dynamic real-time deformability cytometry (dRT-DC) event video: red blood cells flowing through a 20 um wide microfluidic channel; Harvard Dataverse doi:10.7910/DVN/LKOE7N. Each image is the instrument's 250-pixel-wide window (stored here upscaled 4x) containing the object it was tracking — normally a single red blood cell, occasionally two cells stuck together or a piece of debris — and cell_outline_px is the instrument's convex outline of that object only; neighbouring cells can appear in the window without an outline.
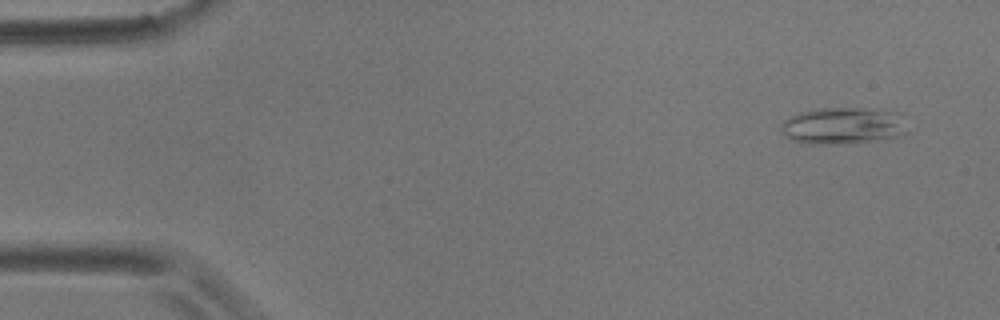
{"species": "common noctule bat (a hibernating species)", "species_latin": "Nyctalus noctula", "temperature_condition": "room temperature", "stored_images_in_passage": 5, "camera_frame_rate_fps": 3000, "um_per_image_px": 0.085, "animal": {"sex": "male", "body_mass_g": 17.9}, "frame": {"image": 1, "passage_image": 1, "time_ms": 0.0, "image_size_px": [1000, 320], "cell_outline_px": [[908, 132], [904, 136], [852, 144], [808, 144], [788, 140], [780, 128], [780, 124], [788, 116], [800, 112], [816, 108], [864, 108], [900, 112]], "centroid_in_image_um": [71.66, 10.7], "position_along_channel_um": 13.3, "area_um2": 27.86}}
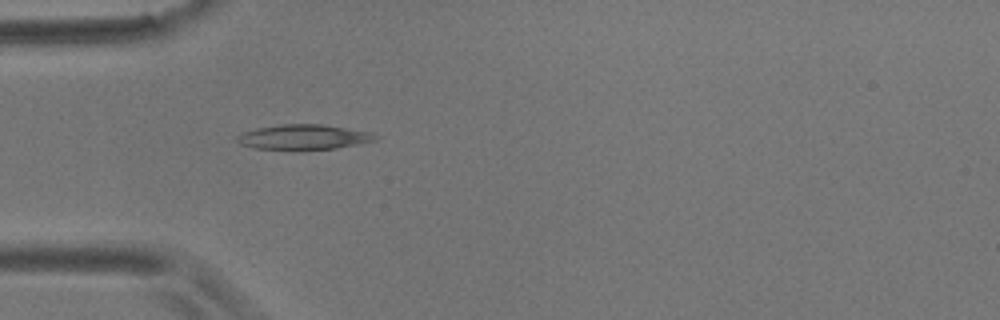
{"frame": {"image": 2, "passage_image": 5, "time_ms": 4.333, "image_size_px": [1000, 320], "cell_outline_px": [[380, 136], [376, 140], [336, 148], [296, 152], [292, 152], [252, 148], [240, 144], [236, 140], [236, 136], [240, 132], [256, 128], [280, 124], [320, 124], [372, 132]], "centroid_in_image_um": [25.74, 11.68], "position_along_channel_um": 59.3, "area_um2": 21.04}}